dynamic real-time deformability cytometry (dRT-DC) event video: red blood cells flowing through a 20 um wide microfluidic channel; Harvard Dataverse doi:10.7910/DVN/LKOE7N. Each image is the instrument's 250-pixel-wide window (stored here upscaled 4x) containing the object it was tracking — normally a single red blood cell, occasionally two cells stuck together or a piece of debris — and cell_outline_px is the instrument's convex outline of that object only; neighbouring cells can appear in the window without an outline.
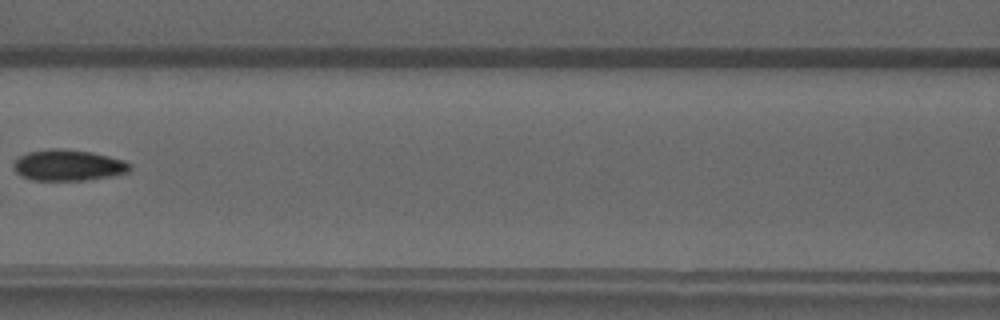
{"species": "common noctule bat (a hibernating species)", "species_latin": "Nyctalus noctula", "temperature_condition": "warm", "stored_images_in_passage": 3, "camera_frame_rate_fps": 3000, "um_per_image_px": 0.085, "animal": {"sex": "male", "forearm_length_mm": 52.5}, "frame": {"image": 1, "passage_image": 3, "time_ms": 2.333, "image_size_px": [1000, 320], "cell_outline_px": [[132, 168], [128, 172], [112, 176], [88, 180], [32, 180], [20, 176], [12, 168], [12, 164], [20, 156], [28, 152], [48, 148], [56, 148], [92, 152], [124, 160], [132, 164]], "centroid_in_image_um": [5.79, 14.05], "position_along_channel_um": 160.8, "area_um2": 21.27}}